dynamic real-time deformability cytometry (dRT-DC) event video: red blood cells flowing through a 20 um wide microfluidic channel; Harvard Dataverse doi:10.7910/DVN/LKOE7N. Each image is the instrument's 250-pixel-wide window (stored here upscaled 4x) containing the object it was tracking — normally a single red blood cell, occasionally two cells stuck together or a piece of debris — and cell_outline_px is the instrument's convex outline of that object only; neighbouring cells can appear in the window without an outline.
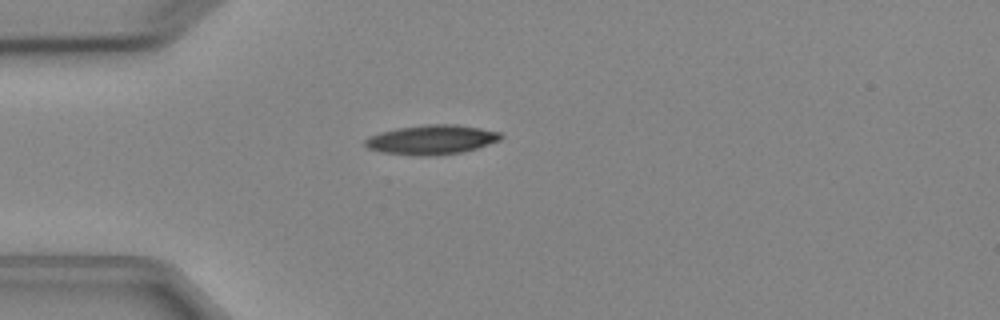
{"species": "Egyptian fruit bat (a non-hibernating species)", "species_latin": "Rousettus aegyptiacus", "temperature_condition": "cold", "stored_images_in_passage": 1, "camera_frame_rate_fps": 3000, "um_per_image_px": 0.085, "animal": {"sex": "female"}, "frame": {"image": 1, "passage_image": 1, "time_ms": 0.0, "image_size_px": [1000, 320], "cell_outline_px": [[504, 136], [500, 140], [476, 148], [460, 152], [428, 156], [416, 156], [380, 152], [368, 148], [364, 144], [364, 140], [368, 136], [380, 132], [396, 128], [428, 124], [456, 124], [480, 128], [500, 132]], "centroid_in_image_um": [36.65, 11.87], "position_along_channel_um": 48.4, "area_um2": 23.35}}